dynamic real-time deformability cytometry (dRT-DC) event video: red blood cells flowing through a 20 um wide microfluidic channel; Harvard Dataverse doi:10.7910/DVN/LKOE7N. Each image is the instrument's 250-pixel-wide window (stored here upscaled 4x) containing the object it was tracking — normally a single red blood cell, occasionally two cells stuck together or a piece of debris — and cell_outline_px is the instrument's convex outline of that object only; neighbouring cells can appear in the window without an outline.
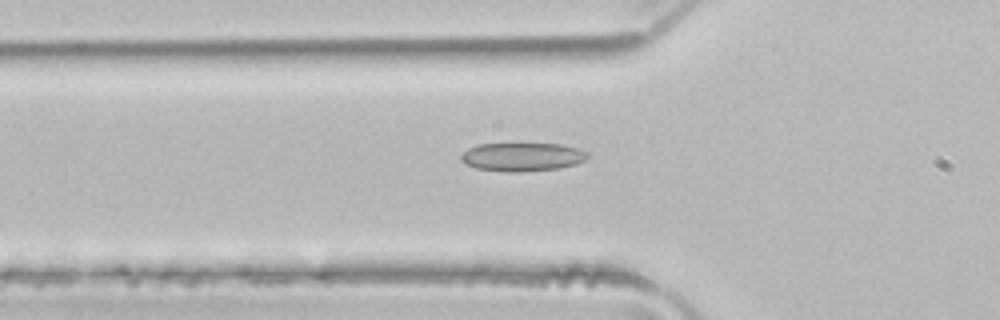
{"species": "common noctule bat (a hibernating species)", "species_latin": "Nyctalus noctula", "temperature_condition": "room temperature", "stored_images_in_passage": 33, "camera_frame_rate_fps": 3000, "um_per_image_px": 0.085, "animal": {"sex": "male", "body_mass_g": 21.5, "forearm_length_mm": 52.0}, "frame": {"image": 1, "passage_image": 2, "time_ms": 0.333, "image_size_px": [1000, 320], "cell_outline_px": [[588, 156], [584, 160], [576, 164], [560, 168], [520, 172], [508, 172], [476, 168], [464, 164], [460, 160], [460, 156], [468, 148], [480, 144], [560, 144], [576, 148], [588, 152]], "centroid_in_image_um": [44.37, 13.34], "position_along_channel_um": 81.4, "area_um2": 20.98}}
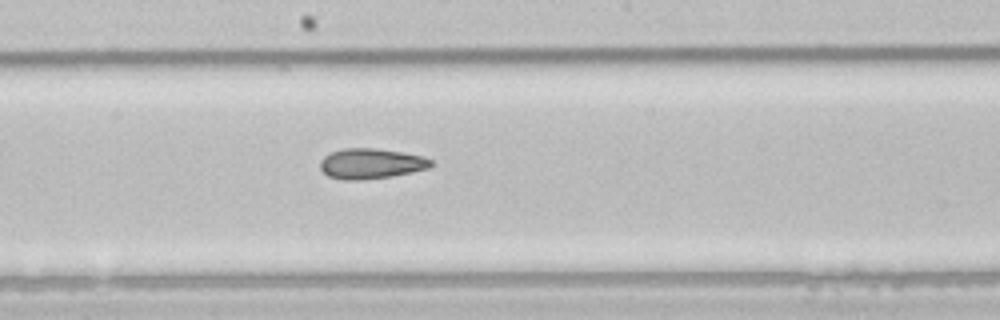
{"frame": {"image": 2, "passage_image": 12, "time_ms": 3.667, "image_size_px": [1000, 320], "cell_outline_px": [[436, 164], [428, 168], [412, 172], [392, 176], [360, 180], [344, 180], [328, 176], [320, 168], [320, 160], [324, 156], [332, 152], [344, 148], [380, 148], [404, 152], [424, 156], [432, 160]], "centroid_in_image_um": [31.57, 13.9], "position_along_channel_um": 216.6, "area_um2": 19.83}}
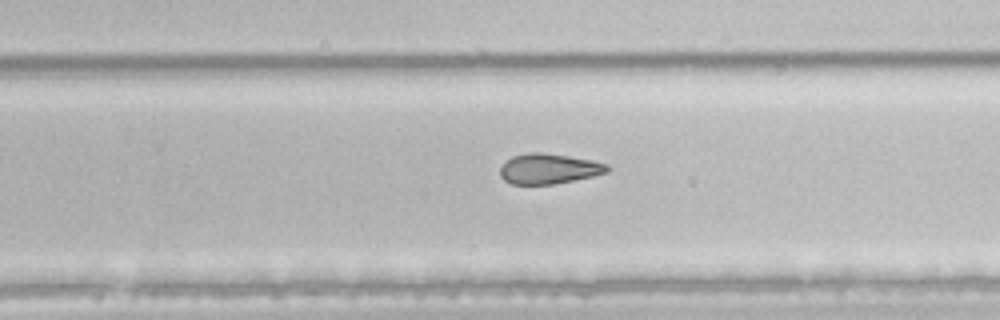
{"frame": {"image": 3, "passage_image": 17, "time_ms": 5.333, "image_size_px": [1000, 320], "cell_outline_px": [[608, 172], [592, 176], [552, 184], [512, 184], [504, 180], [500, 176], [500, 168], [512, 156], [532, 152], [540, 152], [568, 156], [592, 160], [608, 164]], "centroid_in_image_um": [46.64, 14.34], "position_along_channel_um": 283.2, "area_um2": 18.61}, "authors_computed_cell_mechanics": {"area_um2": 19.8254, "velocity_mm_per_s": 4.0236, "shape_relaxation_time_tau1_ms": null, "shape_relaxation_time_tau2_ms": 5.2074, "deformation_change_tau1": null, "deformation_change_tau2": 0.125}}